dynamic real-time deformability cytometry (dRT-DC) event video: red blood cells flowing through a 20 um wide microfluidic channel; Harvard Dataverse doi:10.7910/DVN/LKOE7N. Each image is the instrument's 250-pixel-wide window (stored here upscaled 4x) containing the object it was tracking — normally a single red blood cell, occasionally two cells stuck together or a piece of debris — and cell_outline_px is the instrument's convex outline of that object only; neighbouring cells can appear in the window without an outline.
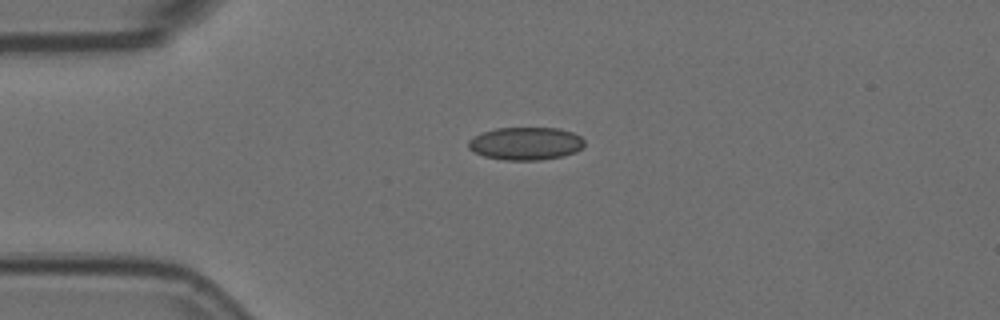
{"species": "Egyptian fruit bat (a non-hibernating species)", "species_latin": "Rousettus aegyptiacus", "temperature_condition": "room temperature", "stored_images_in_passage": 2, "camera_frame_rate_fps": 3000, "um_per_image_px": 0.085, "animal": {"sex": "female"}, "frame": {"image": 1, "passage_image": 1, "time_ms": 0.0, "image_size_px": [1000, 320], "cell_outline_px": [[584, 144], [576, 152], [560, 156], [540, 160], [504, 160], [484, 156], [468, 148], [468, 140], [484, 132], [496, 128], [560, 128], [572, 132], [580, 136], [584, 140]], "centroid_in_image_um": [44.69, 12.2], "position_along_channel_um": 40.3, "area_um2": 22.02}}